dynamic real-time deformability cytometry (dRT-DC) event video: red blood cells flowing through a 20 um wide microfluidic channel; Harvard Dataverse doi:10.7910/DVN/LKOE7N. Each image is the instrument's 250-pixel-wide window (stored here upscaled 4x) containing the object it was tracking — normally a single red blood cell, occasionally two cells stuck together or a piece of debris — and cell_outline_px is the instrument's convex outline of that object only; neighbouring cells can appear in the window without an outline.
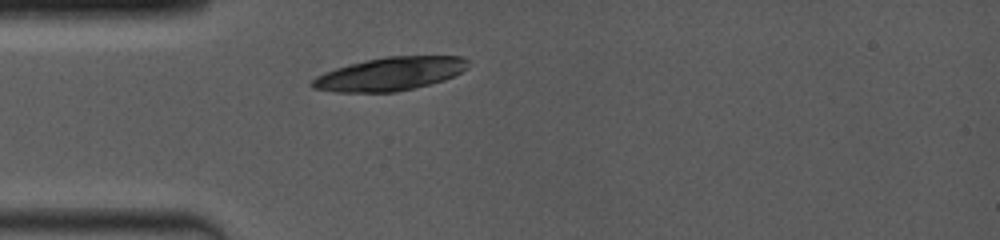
{"species": "common noctule bat (a hibernating species)", "species_latin": "Nyctalus noctula", "temperature_condition": "room temperature", "stored_images_in_passage": 2, "camera_frame_rate_fps": 4000, "um_per_image_px": 0.085, "animal": {"sex": "female", "body_mass_g": 19.0, "forearm_length_mm": 53.3}, "frame": {"image": 1, "passage_image": 1, "time_ms": 0.0, "image_size_px": [1000, 240], "cell_outline_px": [[468, 68], [444, 80], [396, 92], [336, 92], [312, 88], [308, 84], [316, 76], [324, 72], [336, 68], [364, 60], [384, 56], [464, 56], [468, 60]], "centroid_in_image_um": [33.12, 6.27], "position_along_channel_um": 51.9, "area_um2": 30.29}}